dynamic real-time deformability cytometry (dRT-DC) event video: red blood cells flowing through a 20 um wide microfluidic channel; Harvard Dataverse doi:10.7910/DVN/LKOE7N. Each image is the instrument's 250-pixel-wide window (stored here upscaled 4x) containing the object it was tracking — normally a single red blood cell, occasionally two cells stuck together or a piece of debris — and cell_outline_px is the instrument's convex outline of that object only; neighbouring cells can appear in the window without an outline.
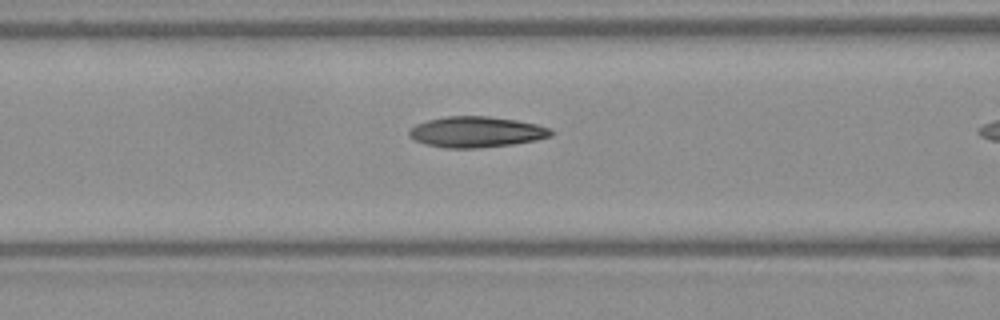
{"species": "Egyptian fruit bat (a non-hibernating species)", "species_latin": "Rousettus aegyptiacus", "temperature_condition": "warm", "stored_images_in_passage": 6, "camera_frame_rate_fps": 3000, "um_per_image_px": 0.085, "frame": {"image": 1, "passage_image": 5, "time_ms": 1.333, "image_size_px": [1000, 320], "cell_outline_px": [[552, 136], [536, 140], [512, 144], [476, 148], [444, 148], [428, 144], [416, 140], [408, 132], [416, 124], [428, 120], [444, 116], [488, 116], [516, 120], [536, 124], [552, 128]], "centroid_in_image_um": [40.53, 11.21], "position_along_channel_um": 126.1, "area_um2": 25.26}}